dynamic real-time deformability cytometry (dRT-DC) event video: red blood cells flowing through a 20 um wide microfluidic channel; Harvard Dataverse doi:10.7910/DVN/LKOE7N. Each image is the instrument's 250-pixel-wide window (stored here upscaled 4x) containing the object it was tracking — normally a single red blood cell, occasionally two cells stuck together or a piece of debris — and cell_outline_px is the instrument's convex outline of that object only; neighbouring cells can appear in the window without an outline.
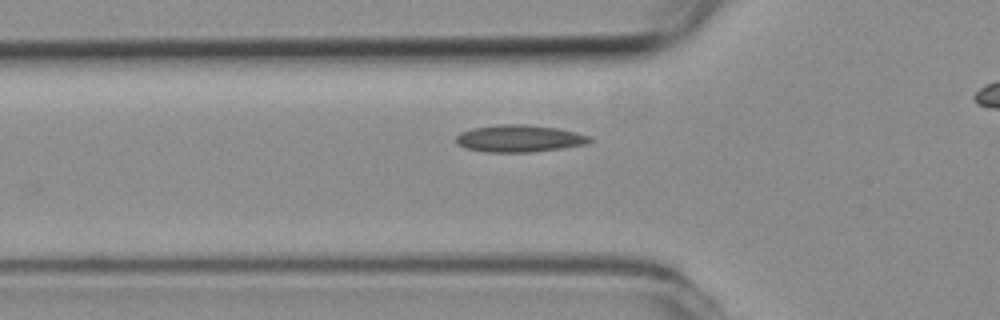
{"species": "common noctule bat (a hibernating species)", "species_latin": "Nyctalus noctula", "temperature_condition": "room temperature", "stored_images_in_passage": 25, "camera_frame_rate_fps": 3000, "um_per_image_px": 0.085, "animal": {"sex": "female", "body_mass_g": 19.3, "forearm_length_mm": 54.1}, "frame": {"image": 1, "passage_image": 2, "time_ms": 0.333, "image_size_px": [1000, 320], "cell_outline_px": [[592, 140], [584, 144], [560, 148], [528, 152], [484, 152], [464, 148], [456, 144], [456, 136], [460, 132], [472, 128], [500, 124], [524, 124], [556, 128], [576, 132], [588, 136]], "centroid_in_image_um": [44.05, 11.77], "position_along_channel_um": 81.7, "area_um2": 20.98}}
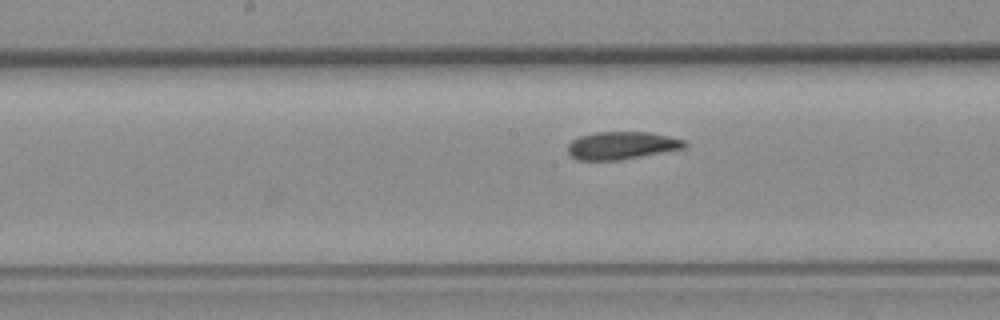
{"frame": {"image": 2, "passage_image": 11, "time_ms": 3.333, "image_size_px": [1000, 320], "cell_outline_px": [[688, 148], [620, 160], [580, 160], [572, 156], [568, 152], [568, 144], [572, 140], [580, 136], [596, 132], [652, 132], [684, 140], [688, 144]], "centroid_in_image_um": [52.9, 12.36], "position_along_channel_um": 195.3, "area_um2": 18.96}}
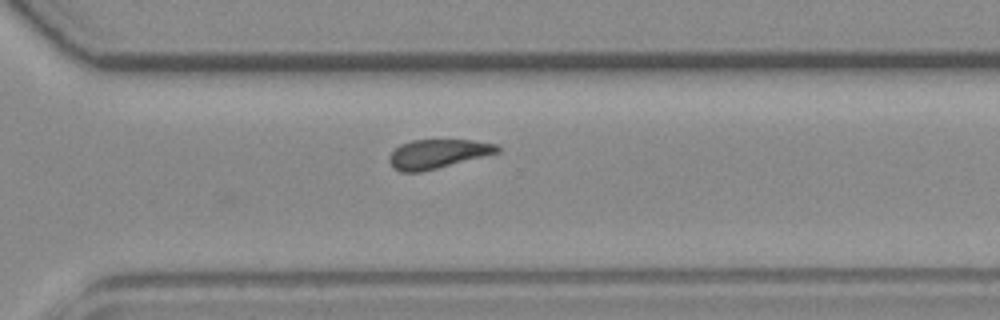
{"frame": {"image": 3, "passage_image": 22, "time_ms": 7.0, "image_size_px": [1000, 320], "cell_outline_px": [[500, 152], [420, 172], [400, 172], [392, 168], [388, 160], [388, 156], [400, 144], [412, 140], [472, 140], [496, 144], [500, 148]], "centroid_in_image_um": [37.16, 13.08], "position_along_channel_um": 333.4, "area_um2": 18.21}, "authors_computed_cell_mechanics": {"area_um2": 19.1318, "velocity_mm_per_s": 3.7686, "shape_relaxation_time_tau1_ms": null, "shape_relaxation_time_tau2_ms": 4.9273, "deformation_change_tau1": null, "deformation_change_tau2": 0.0991}}